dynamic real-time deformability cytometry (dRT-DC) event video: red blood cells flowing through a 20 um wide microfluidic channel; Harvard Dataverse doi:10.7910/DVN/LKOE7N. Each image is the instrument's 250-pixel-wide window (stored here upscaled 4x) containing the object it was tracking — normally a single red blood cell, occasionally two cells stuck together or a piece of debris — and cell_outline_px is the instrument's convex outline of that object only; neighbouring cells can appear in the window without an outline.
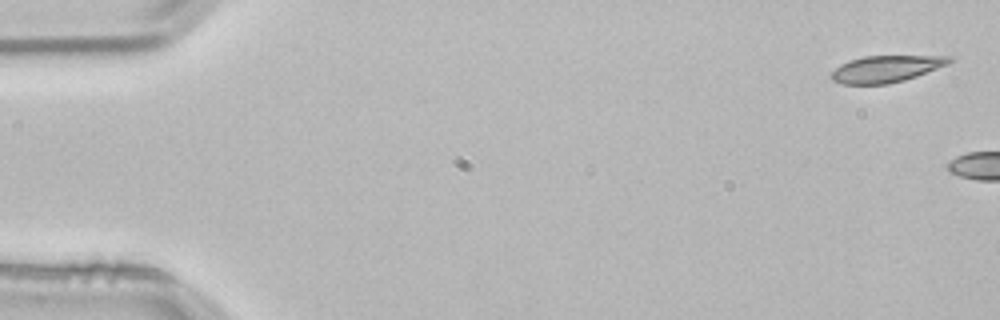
{"species": "common noctule bat (a hibernating species)", "species_latin": "Nyctalus noctula", "temperature_condition": "room temperature", "stored_images_in_passage": 2, "camera_frame_rate_fps": 3000, "um_per_image_px": 0.085, "animal": {"sex": "male", "body_mass_g": 21.5, "forearm_length_mm": 52.0}, "frame": {"image": 1, "passage_image": 1, "time_ms": 0.0, "image_size_px": [1000, 320], "cell_outline_px": [[952, 60], [948, 64], [916, 76], [904, 80], [888, 84], [840, 84], [832, 80], [828, 76], [840, 64], [848, 60], [864, 56], [952, 56]], "centroid_in_image_um": [75.26, 5.86], "position_along_channel_um": 9.7, "area_um2": 18.38}}